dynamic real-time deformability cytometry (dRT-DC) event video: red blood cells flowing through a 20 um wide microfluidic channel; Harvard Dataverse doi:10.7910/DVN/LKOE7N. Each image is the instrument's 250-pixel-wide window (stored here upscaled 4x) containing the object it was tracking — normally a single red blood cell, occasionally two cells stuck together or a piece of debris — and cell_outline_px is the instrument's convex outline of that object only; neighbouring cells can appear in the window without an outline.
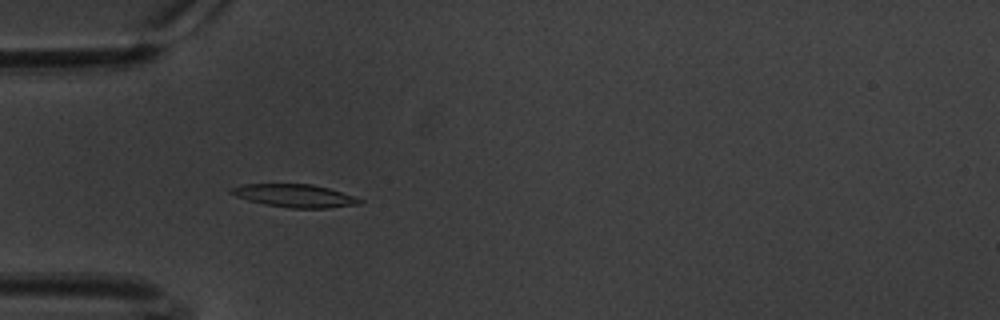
{"species": "common noctule bat (a hibernating species)", "species_latin": "Nyctalus noctula", "temperature_condition": "warm", "stored_images_in_passage": 43, "camera_frame_rate_fps": 3000, "um_per_image_px": 0.085, "animal": {"sex": "male", "body_mass_g": 20.1, "forearm_length_mm": 53.5}, "frame": {"image": 1, "passage_image": 1, "time_ms": 0.0, "image_size_px": [1000, 320], "cell_outline_px": [[364, 200], [360, 204], [328, 208], [288, 208], [264, 204], [248, 200], [236, 196], [228, 192], [228, 188], [244, 184], [312, 184], [328, 188]], "centroid_in_image_um": [25.0, 16.64], "position_along_channel_um": 60.0, "area_um2": 17.17}}
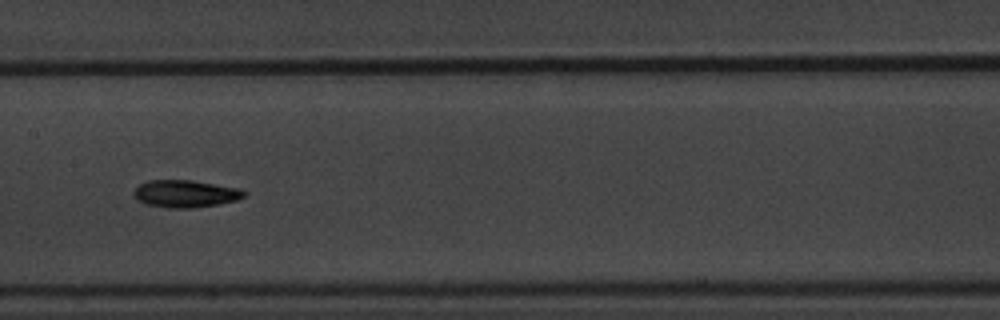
{"frame": {"image": 2, "passage_image": 13, "time_ms": 4.0, "image_size_px": [1000, 320], "cell_outline_px": [[248, 192], [244, 196], [236, 200], [220, 204], [192, 208], [168, 208], [148, 204], [136, 200], [132, 196], [132, 192], [140, 184], [148, 180], [192, 180], [240, 188]], "centroid_in_image_um": [15.75, 16.46], "position_along_channel_um": 191.6, "area_um2": 17.74}}
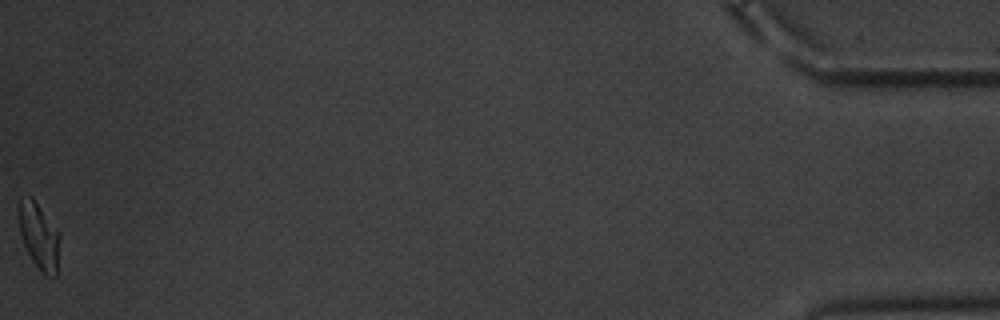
{"frame": {"image": 3, "passage_image": 43, "time_ms": 14.0, "image_size_px": [1000, 320], "cell_outline_px": [[60, 236], [56, 276], [48, 276], [40, 272], [32, 260], [24, 244], [20, 232], [16, 216], [16, 204], [20, 196], [32, 196], [60, 232]], "centroid_in_image_um": [3.27, 19.98], "position_along_channel_um": 431.9, "area_um2": 16.42}, "authors_computed_cell_mechanics": {"area_um2": 16.5886, "velocity_mm_per_s": 3.3571, "shape_relaxation_time_tau1_ms": 2.7602, "shape_relaxation_time_tau2_ms": 8.9679, "deformation_change_tau1": 0.1488, "deformation_change_tau2": 0.166}}